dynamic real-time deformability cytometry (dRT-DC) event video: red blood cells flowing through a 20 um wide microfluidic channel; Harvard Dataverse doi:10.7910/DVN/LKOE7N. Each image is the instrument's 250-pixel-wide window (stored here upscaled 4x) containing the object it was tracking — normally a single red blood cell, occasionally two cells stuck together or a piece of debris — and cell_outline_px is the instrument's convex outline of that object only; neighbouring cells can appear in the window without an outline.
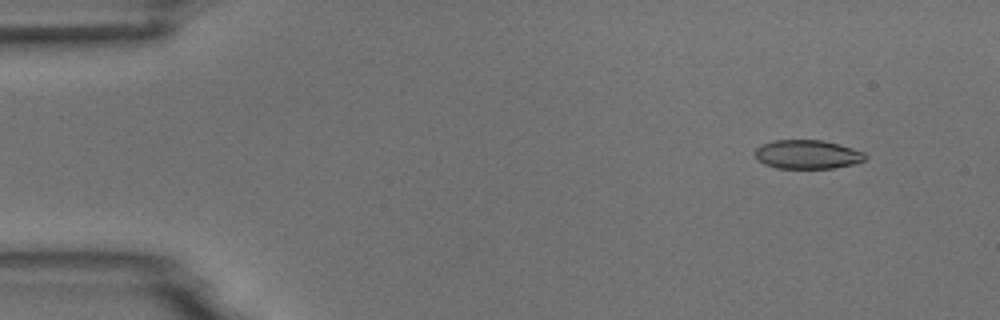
{"species": "common noctule bat (a hibernating species)", "species_latin": "Nyctalus noctula", "temperature_condition": "room temperature", "stored_images_in_passage": 5, "camera_frame_rate_fps": 3000, "um_per_image_px": 0.085, "animal": {"sex": "male", "body_mass_g": 18.8}, "frame": {"image": 1, "passage_image": 2, "time_ms": 1.0, "image_size_px": [1000, 320], "cell_outline_px": [[868, 156], [864, 160], [852, 164], [832, 168], [776, 168], [764, 164], [756, 160], [752, 152], [760, 144], [772, 140], [820, 140], [852, 148], [864, 152]], "centroid_in_image_um": [68.54, 13.12], "position_along_channel_um": 16.5, "area_um2": 18.67}}
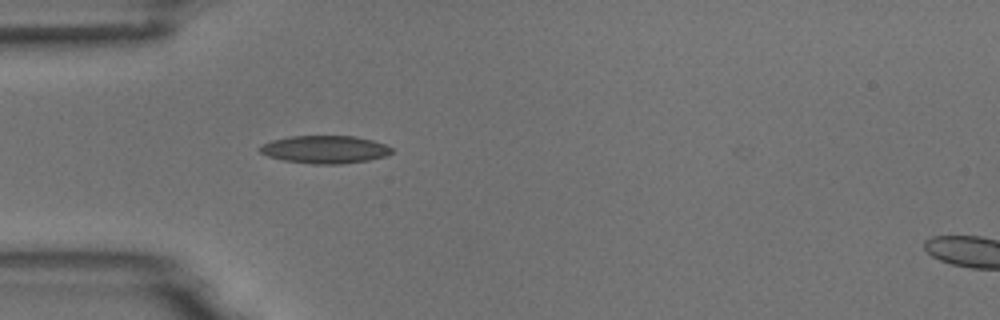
{"frame": {"image": 2, "passage_image": 5, "time_ms": 4.667, "image_size_px": [1000, 320], "cell_outline_px": [[392, 152], [384, 156], [368, 160], [340, 164], [312, 164], [284, 160], [268, 156], [260, 152], [260, 148], [264, 144], [272, 140], [292, 136], [356, 136], [372, 140], [384, 144], [392, 148]], "centroid_in_image_um": [27.63, 12.7], "position_along_channel_um": 57.4, "area_um2": 21.1}}